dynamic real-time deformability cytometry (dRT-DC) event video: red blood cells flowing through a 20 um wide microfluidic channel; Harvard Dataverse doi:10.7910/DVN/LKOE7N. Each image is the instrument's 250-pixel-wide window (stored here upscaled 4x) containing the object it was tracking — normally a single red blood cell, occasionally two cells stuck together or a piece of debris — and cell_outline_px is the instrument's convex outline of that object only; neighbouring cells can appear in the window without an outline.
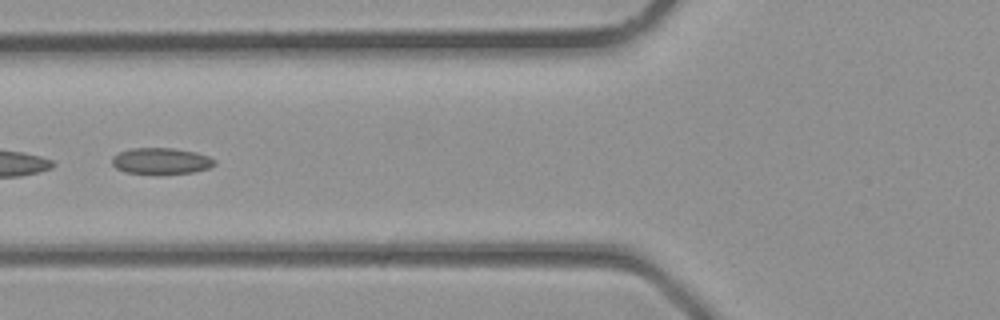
{"species": "common noctule bat (a hibernating species)", "species_latin": "Nyctalus noctula", "temperature_condition": "room temperature", "stored_images_in_passage": 4, "camera_frame_rate_fps": 3000, "um_per_image_px": 0.085, "animal": {"sex": "male", "body_mass_g": 23.1, "forearm_length_mm": 52.7}, "frame": {"image": 1, "passage_image": 4, "time_ms": 1.0, "image_size_px": [1000, 320], "cell_outline_px": [[216, 164], [208, 168], [192, 172], [124, 172], [116, 168], [112, 164], [112, 156], [120, 152], [132, 148], [172, 148], [196, 152], [208, 156], [216, 160]], "centroid_in_image_um": [13.69, 13.65], "position_along_channel_um": 112.1, "area_um2": 15.2}}